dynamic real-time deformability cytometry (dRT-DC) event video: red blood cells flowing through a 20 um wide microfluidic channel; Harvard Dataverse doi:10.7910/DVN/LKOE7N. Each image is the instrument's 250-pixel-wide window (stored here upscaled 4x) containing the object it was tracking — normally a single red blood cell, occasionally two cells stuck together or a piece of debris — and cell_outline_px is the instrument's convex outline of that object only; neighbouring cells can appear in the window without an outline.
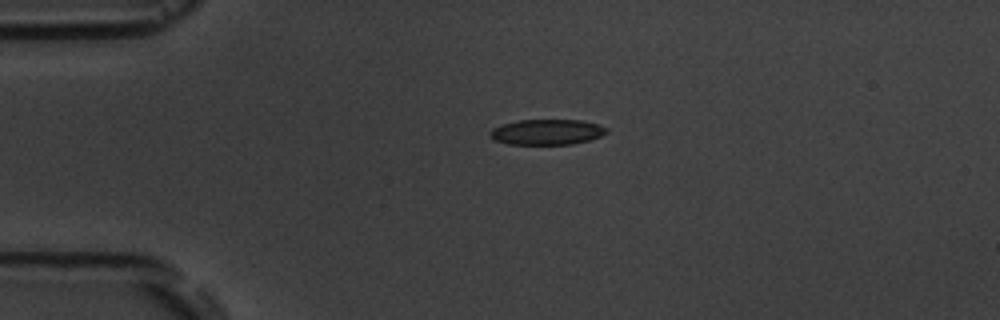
{"species": "common noctule bat (a hibernating species)", "species_latin": "Nyctalus noctula", "temperature_condition": "room temperature", "stored_images_in_passage": 3, "camera_frame_rate_fps": 3000, "um_per_image_px": 0.085, "animal": {"sex": "male", "body_mass_g": 19.5, "forearm_length_mm": 54.6}, "frame": {"image": 1, "passage_image": 1, "time_ms": 0.0, "image_size_px": [1000, 320], "cell_outline_px": [[608, 132], [600, 136], [588, 140], [572, 144], [508, 144], [496, 140], [488, 132], [492, 128], [500, 124], [520, 120], [580, 120], [600, 124], [608, 128]], "centroid_in_image_um": [46.5, 11.21], "position_along_channel_um": 38.5, "area_um2": 17.28}}